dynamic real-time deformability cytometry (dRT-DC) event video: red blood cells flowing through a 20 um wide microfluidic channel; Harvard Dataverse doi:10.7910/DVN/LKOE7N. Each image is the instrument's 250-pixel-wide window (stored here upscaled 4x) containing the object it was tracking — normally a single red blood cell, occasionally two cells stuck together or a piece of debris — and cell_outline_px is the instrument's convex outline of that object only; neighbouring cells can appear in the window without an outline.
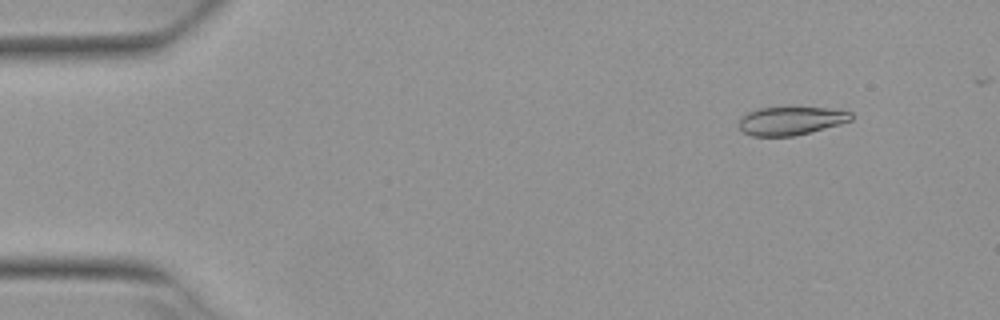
{"species": "Egyptian fruit bat (a non-hibernating species)", "species_latin": "Rousettus aegyptiacus", "temperature_condition": "warm", "stored_images_in_passage": 4, "camera_frame_rate_fps": 3000, "um_per_image_px": 0.085, "animal": {"sex": "female"}, "frame": {"image": 1, "passage_image": 1, "time_ms": 0.0, "image_size_px": [1000, 320], "cell_outline_px": [[852, 120], [840, 124], [792, 136], [752, 136], [744, 132], [740, 128], [740, 120], [748, 112], [760, 108], [792, 104], [828, 108], [852, 112]], "centroid_in_image_um": [67.25, 10.21], "position_along_channel_um": 17.7, "area_um2": 19.07}}
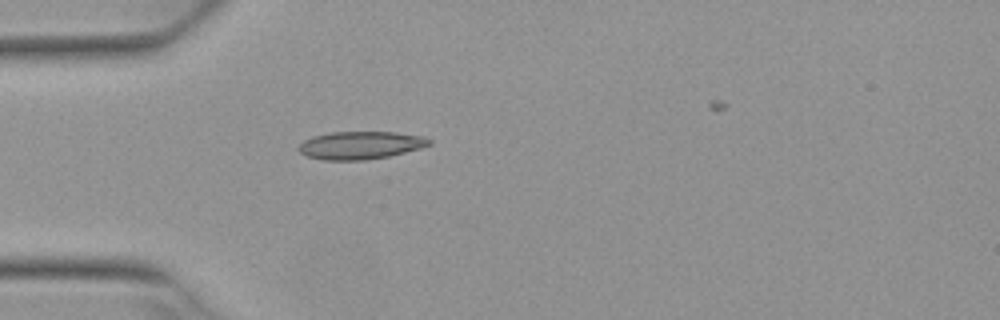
{"frame": {"image": 2, "passage_image": 4, "time_ms": 1.0, "image_size_px": [1000, 320], "cell_outline_px": [[432, 144], [420, 148], [388, 156], [364, 160], [324, 160], [308, 156], [300, 152], [296, 148], [304, 140], [312, 136], [332, 132], [396, 132], [424, 136], [432, 140]], "centroid_in_image_um": [30.64, 12.34], "position_along_channel_um": 54.4, "area_um2": 21.15}}